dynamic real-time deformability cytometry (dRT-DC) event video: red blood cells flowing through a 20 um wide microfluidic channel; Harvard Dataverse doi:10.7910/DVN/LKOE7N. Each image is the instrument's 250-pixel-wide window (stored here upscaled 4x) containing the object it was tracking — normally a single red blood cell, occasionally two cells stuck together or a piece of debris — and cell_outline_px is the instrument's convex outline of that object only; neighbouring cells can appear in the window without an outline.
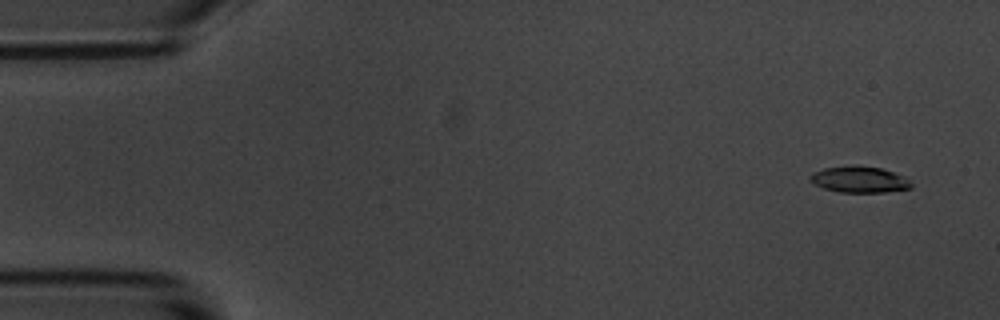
{"species": "common noctule bat (a hibernating species)", "species_latin": "Nyctalus noctula", "temperature_condition": "room temperature", "stored_images_in_passage": 4, "camera_frame_rate_fps": 3000, "um_per_image_px": 0.085, "animal": {"sex": "male", "body_mass_g": 20.1, "forearm_length_mm": 53.5}, "frame": {"image": 1, "passage_image": 1, "time_ms": 0.0, "image_size_px": [1000, 320], "cell_outline_px": [[912, 188], [884, 192], [840, 192], [824, 188], [816, 184], [808, 176], [812, 172], [824, 168], [852, 164], [880, 168], [904, 176], [912, 184]], "centroid_in_image_um": [73.04, 15.24], "position_along_channel_um": 12.0, "area_um2": 15.43}}
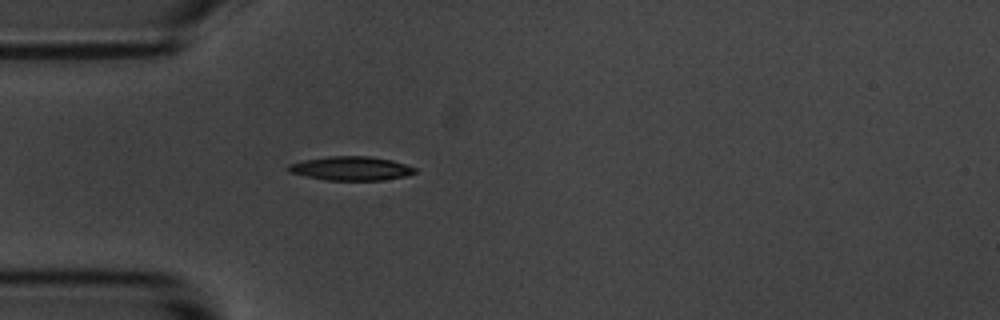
{"frame": {"image": 2, "passage_image": 4, "time_ms": 4.333, "image_size_px": [1000, 320], "cell_outline_px": [[416, 172], [408, 176], [384, 180], [328, 180], [288, 172], [288, 164], [304, 160], [328, 156], [368, 156], [392, 160], [416, 168]], "centroid_in_image_um": [29.86, 14.31], "position_along_channel_um": 55.1, "area_um2": 17.57}}